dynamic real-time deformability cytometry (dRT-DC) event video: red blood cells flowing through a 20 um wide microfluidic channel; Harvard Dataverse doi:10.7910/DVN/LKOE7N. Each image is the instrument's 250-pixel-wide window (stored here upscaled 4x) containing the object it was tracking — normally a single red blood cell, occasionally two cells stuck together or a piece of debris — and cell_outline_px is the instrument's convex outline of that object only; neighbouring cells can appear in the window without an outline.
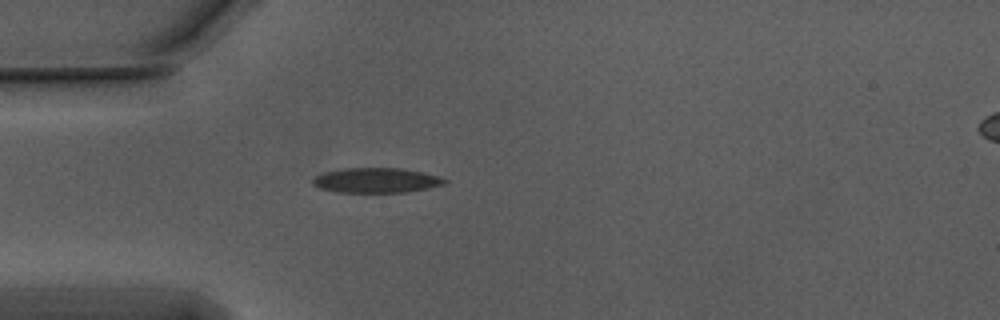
{"species": "Egyptian fruit bat (a non-hibernating species)", "species_latin": "Rousettus aegyptiacus", "temperature_condition": "warm", "stored_images_in_passage": 6, "camera_frame_rate_fps": 3000, "um_per_image_px": 0.085, "animal": {"sex": "male"}, "frame": {"image": 1, "passage_image": 1, "time_ms": 0.0, "image_size_px": [1000, 320], "cell_outline_px": [[448, 180], [444, 184], [428, 188], [404, 192], [340, 192], [320, 188], [312, 184], [312, 180], [316, 176], [324, 172], [344, 168], [400, 168], [420, 172], [436, 176]], "centroid_in_image_um": [31.95, 15.32], "position_along_channel_um": 53.1, "area_um2": 18.84}}
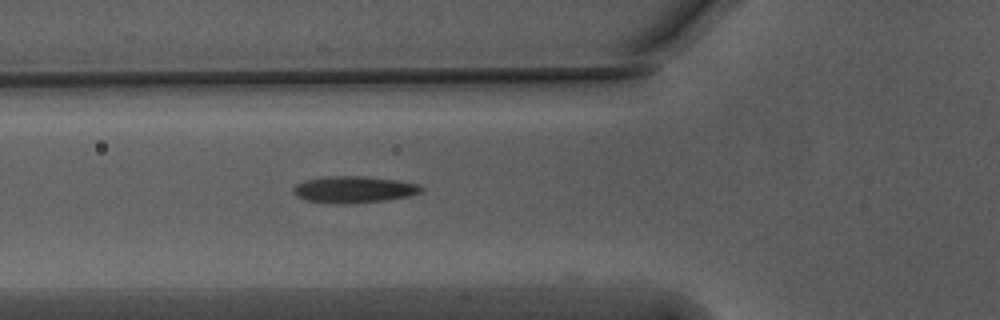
{"frame": {"image": 2, "passage_image": 5, "time_ms": 1.333, "image_size_px": [1000, 320], "cell_outline_px": [[424, 192], [408, 196], [388, 200], [352, 204], [328, 204], [304, 200], [296, 196], [292, 192], [292, 188], [296, 184], [304, 180], [328, 176], [364, 176], [396, 180], [420, 184], [424, 188]], "centroid_in_image_um": [30.06, 16.12], "position_along_channel_um": 95.7, "area_um2": 20.4}}